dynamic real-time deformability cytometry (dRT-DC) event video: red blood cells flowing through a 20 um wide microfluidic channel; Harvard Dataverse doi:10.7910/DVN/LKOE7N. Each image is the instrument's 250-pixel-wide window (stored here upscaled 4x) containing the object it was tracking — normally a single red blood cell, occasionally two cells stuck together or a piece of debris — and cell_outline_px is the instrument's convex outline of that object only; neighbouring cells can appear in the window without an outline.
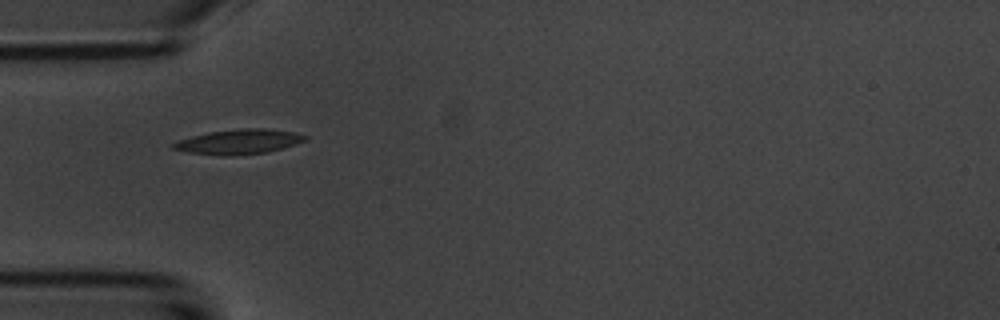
{"species": "common noctule bat (a hibernating species)", "species_latin": "Nyctalus noctula", "temperature_condition": "room temperature", "stored_images_in_passage": 17, "camera_frame_rate_fps": 3000, "um_per_image_px": 0.085, "animal": {"sex": "male", "body_mass_g": 20.1, "forearm_length_mm": 53.5}, "frame": {"image": 1, "passage_image": 1, "time_ms": 0.0, "image_size_px": [1000, 320], "cell_outline_px": [[308, 140], [284, 148], [268, 152], [232, 156], [220, 156], [188, 152], [172, 148], [168, 144], [192, 136], [208, 132], [240, 128], [264, 128], [296, 132], [308, 136]], "centroid_in_image_um": [20.33, 12.05], "position_along_channel_um": 64.7, "area_um2": 19.36}}
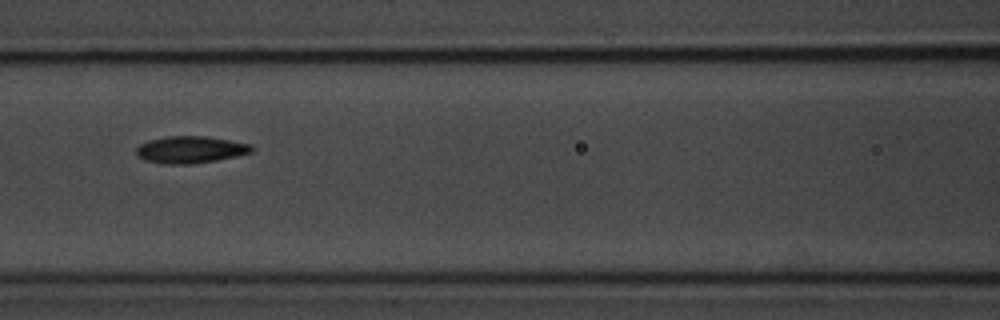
{"frame": {"image": 2, "passage_image": 8, "time_ms": 2.333, "image_size_px": [1000, 320], "cell_outline_px": [[252, 152], [236, 156], [216, 160], [192, 164], [164, 164], [144, 160], [136, 156], [136, 148], [140, 144], [148, 140], [168, 136], [204, 136], [252, 144]], "centroid_in_image_um": [16.14, 12.72], "position_along_channel_um": 150.5, "area_um2": 18.15}}